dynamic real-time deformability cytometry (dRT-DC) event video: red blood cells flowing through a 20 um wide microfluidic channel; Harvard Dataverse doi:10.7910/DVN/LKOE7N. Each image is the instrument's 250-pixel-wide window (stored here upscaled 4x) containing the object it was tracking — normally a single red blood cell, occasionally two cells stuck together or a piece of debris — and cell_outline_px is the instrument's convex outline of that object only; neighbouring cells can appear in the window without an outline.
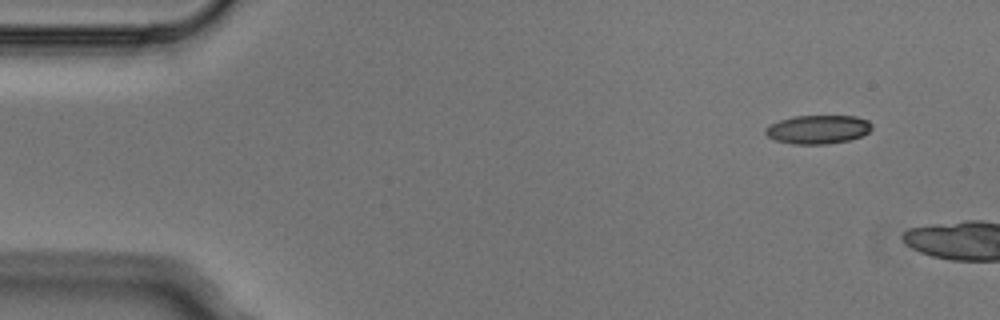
{"species": "Egyptian fruit bat (a non-hibernating species)", "species_latin": "Rousettus aegyptiacus", "temperature_condition": "cold", "stored_images_in_passage": 2, "camera_frame_rate_fps": 3000, "um_per_image_px": 0.085, "animal": {"sex": "male"}, "frame": {"image": 1, "passage_image": 1, "time_ms": 0.0, "image_size_px": [1000, 320], "cell_outline_px": [[872, 128], [864, 136], [848, 140], [828, 144], [792, 144], [776, 140], [768, 136], [764, 132], [764, 128], [780, 120], [796, 116], [856, 116], [868, 120], [872, 124]], "centroid_in_image_um": [69.56, 11.0], "position_along_channel_um": 15.4, "area_um2": 17.8}}